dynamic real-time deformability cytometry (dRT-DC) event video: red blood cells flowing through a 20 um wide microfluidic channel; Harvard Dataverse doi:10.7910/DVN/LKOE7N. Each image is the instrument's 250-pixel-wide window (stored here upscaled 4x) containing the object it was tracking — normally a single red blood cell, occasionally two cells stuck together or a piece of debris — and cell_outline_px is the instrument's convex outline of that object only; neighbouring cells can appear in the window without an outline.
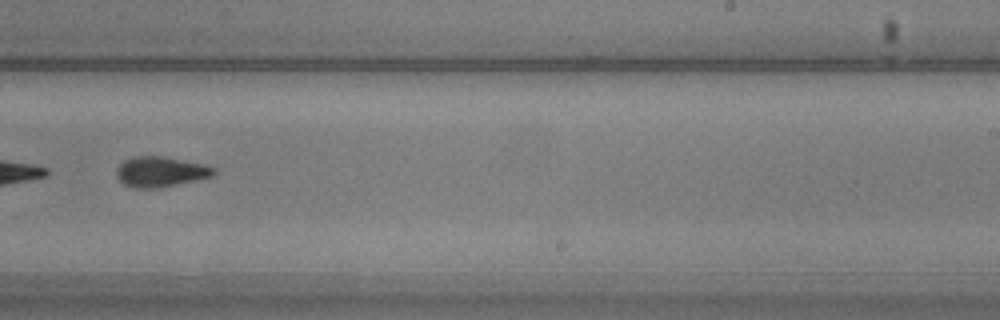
{"species": "common noctule bat (a hibernating species)", "species_latin": "Nyctalus noctula", "temperature_condition": "warm", "stored_images_in_passage": 43, "segment_of_instrument_passage": [2, 2], "camera_frame_rate_fps": 3000, "um_per_image_px": 0.085, "animal": {"sex": "male", "body_mass_g": 20.5, "forearm_length_mm": 52.5}, "frame": {"image": 1, "passage_image": 26, "time_ms": 8.333, "image_size_px": [1000, 320], "cell_outline_px": [[216, 172], [212, 176], [196, 180], [160, 188], [132, 188], [124, 184], [116, 176], [116, 168], [124, 160], [132, 156], [160, 156], [200, 164], [216, 168]], "centroid_in_image_um": [13.59, 14.61], "position_along_channel_um": 275.4, "area_um2": 17.05}}
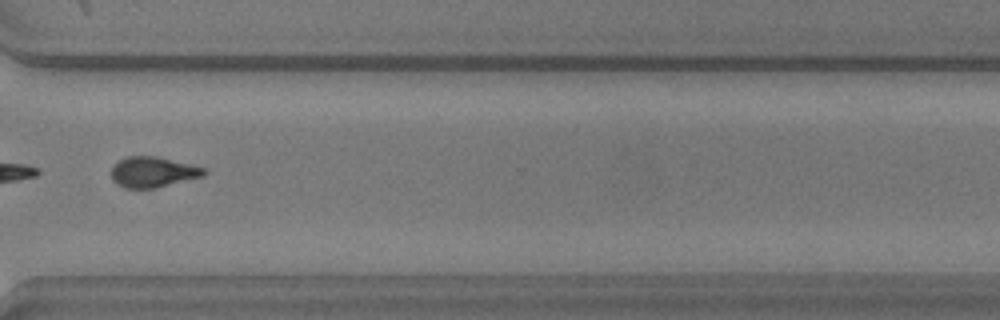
{"frame": {"image": 2, "passage_image": 32, "time_ms": 10.333, "image_size_px": [1000, 320], "cell_outline_px": [[208, 172], [204, 176], [156, 188], [124, 188], [116, 184], [112, 180], [112, 168], [120, 160], [128, 156], [156, 156], [192, 164], [208, 168]], "centroid_in_image_um": [13.05, 14.63], "position_along_channel_um": 357.5, "area_um2": 16.65}}